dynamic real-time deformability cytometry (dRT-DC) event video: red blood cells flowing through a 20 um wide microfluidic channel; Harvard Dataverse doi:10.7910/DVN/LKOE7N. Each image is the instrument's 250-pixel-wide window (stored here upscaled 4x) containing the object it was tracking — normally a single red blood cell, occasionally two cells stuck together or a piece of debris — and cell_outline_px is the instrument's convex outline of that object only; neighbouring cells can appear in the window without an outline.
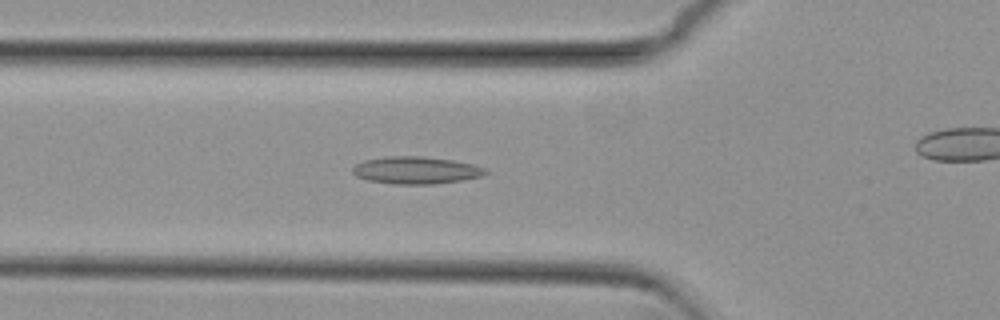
{"species": "common noctule bat (a hibernating species)", "species_latin": "Nyctalus noctula", "temperature_condition": "cold", "stored_images_in_passage": 44, "camera_frame_rate_fps": 3000, "um_per_image_px": 0.085, "animal": {"sex": "female", "body_mass_g": 29.2, "forearm_length_mm": 56.3}, "frame": {"image": 1, "passage_image": 19, "time_ms": 6.0, "image_size_px": [1000, 320], "cell_outline_px": [[488, 172], [484, 176], [464, 180], [436, 184], [392, 184], [368, 180], [356, 176], [352, 172], [352, 168], [356, 164], [364, 160], [388, 156], [424, 156], [452, 160], [472, 164], [484, 168]], "centroid_in_image_um": [35.37, 14.47], "position_along_channel_um": 90.4, "area_um2": 21.27}}
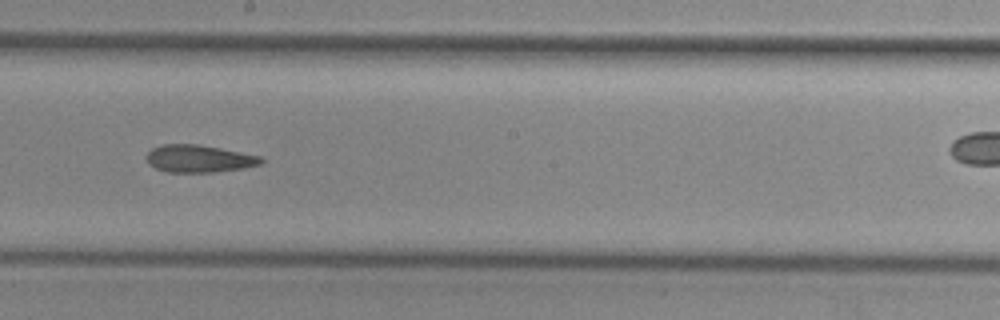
{"frame": {"image": 2, "passage_image": 30, "time_ms": 9.667, "image_size_px": [1000, 320], "cell_outline_px": [[264, 164], [244, 168], [216, 172], [168, 172], [156, 168], [148, 164], [144, 156], [152, 148], [160, 144], [200, 144], [260, 156], [264, 160]], "centroid_in_image_um": [16.9, 13.48], "position_along_channel_um": 231.3, "area_um2": 18.55}}
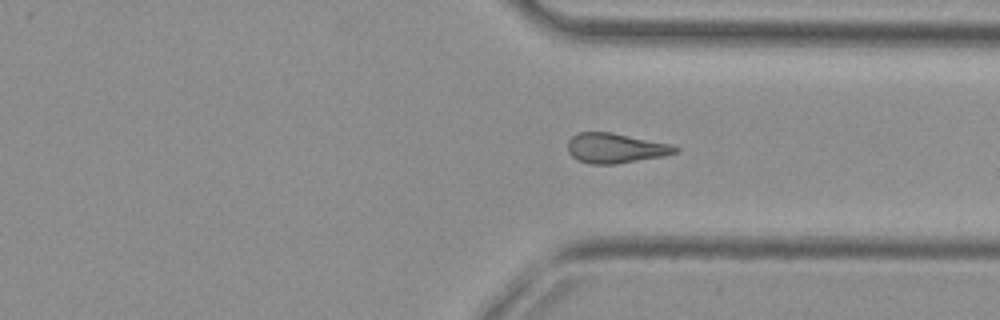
{"frame": {"image": 3, "passage_image": 40, "time_ms": 13.0, "image_size_px": [1000, 320], "cell_outline_px": [[680, 152], [664, 156], [616, 164], [592, 164], [580, 160], [572, 156], [568, 152], [568, 140], [576, 132], [612, 132], [672, 144], [680, 148]], "centroid_in_image_um": [52.35, 12.58], "position_along_channel_um": 359.0, "area_um2": 18.9}}